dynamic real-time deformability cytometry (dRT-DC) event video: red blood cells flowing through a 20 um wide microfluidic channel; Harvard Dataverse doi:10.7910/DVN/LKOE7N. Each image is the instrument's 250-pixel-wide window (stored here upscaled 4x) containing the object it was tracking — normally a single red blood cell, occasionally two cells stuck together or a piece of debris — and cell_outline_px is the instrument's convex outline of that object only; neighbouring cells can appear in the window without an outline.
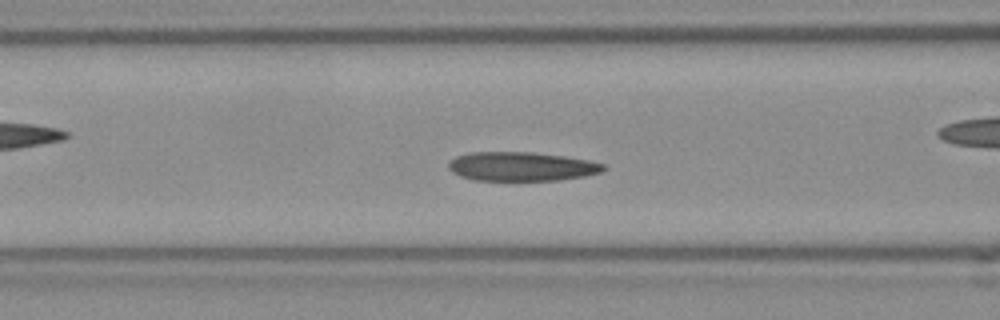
{"species": "Egyptian fruit bat (a non-hibernating species)", "species_latin": "Rousettus aegyptiacus", "temperature_condition": "room temperature", "stored_images_in_passage": 44, "camera_frame_rate_fps": 3000, "um_per_image_px": 0.085, "frame": {"image": 1, "passage_image": 19, "time_ms": 6.0, "image_size_px": [1000, 320], "cell_outline_px": [[608, 168], [600, 172], [584, 176], [556, 180], [476, 180], [460, 176], [452, 172], [448, 168], [448, 164], [456, 156], [472, 152], [532, 152], [564, 156], [588, 160], [604, 164]], "centroid_in_image_um": [44.33, 14.14], "position_along_channel_um": 122.3, "area_um2": 26.07}, "authors_computed_cell_mechanics": {"area_um2": 26.588, "velocity_mm_per_s": 3.8347, "shape_relaxation_time_tau1_ms": 5.9606, "shape_relaxation_time_tau2_ms": 1.8848, "deformation_change_tau1": 0.1422, "deformation_change_tau2": 0.0818}}